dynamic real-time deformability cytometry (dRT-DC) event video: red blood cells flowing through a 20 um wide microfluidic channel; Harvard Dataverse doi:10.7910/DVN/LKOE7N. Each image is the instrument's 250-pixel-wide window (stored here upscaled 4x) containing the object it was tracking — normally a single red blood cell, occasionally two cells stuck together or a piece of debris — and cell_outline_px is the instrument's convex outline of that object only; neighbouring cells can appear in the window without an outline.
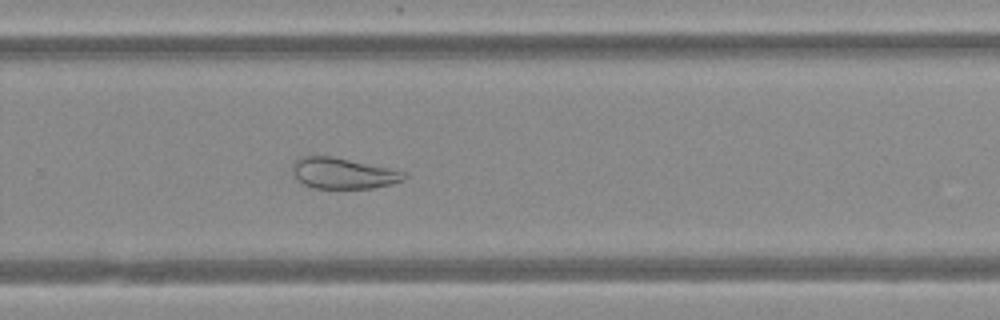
{"species": "Egyptian fruit bat (a non-hibernating species)", "species_latin": "Rousettus aegyptiacus", "temperature_condition": "warm", "stored_images_in_passage": 49, "camera_frame_rate_fps": 3000, "um_per_image_px": 0.085, "animal": {"sex": "female"}, "frame": {"image": 1, "passage_image": 32, "time_ms": 10.333, "image_size_px": [1000, 320], "cell_outline_px": [[408, 176], [404, 180], [392, 184], [372, 188], [312, 188], [304, 184], [292, 172], [292, 164], [300, 156], [332, 156], [408, 172]], "centroid_in_image_um": [29.2, 14.73], "position_along_channel_um": 300.6, "area_um2": 20.11}}
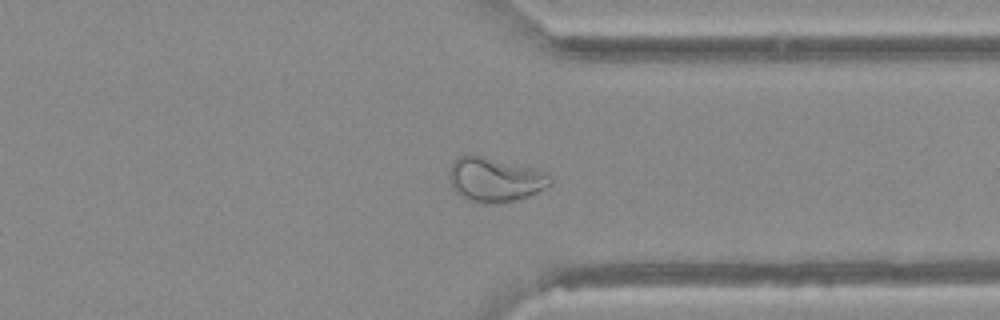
{"frame": {"image": 2, "passage_image": 37, "time_ms": 12.0, "image_size_px": [1000, 320], "cell_outline_px": [[552, 184], [528, 196], [512, 200], [492, 204], [484, 204], [464, 200], [456, 192], [448, 176], [448, 172], [452, 160], [460, 156], [484, 156], [548, 172], [552, 180]], "centroid_in_image_um": [42.04, 15.28], "position_along_channel_um": 369.4, "area_um2": 26.07}}
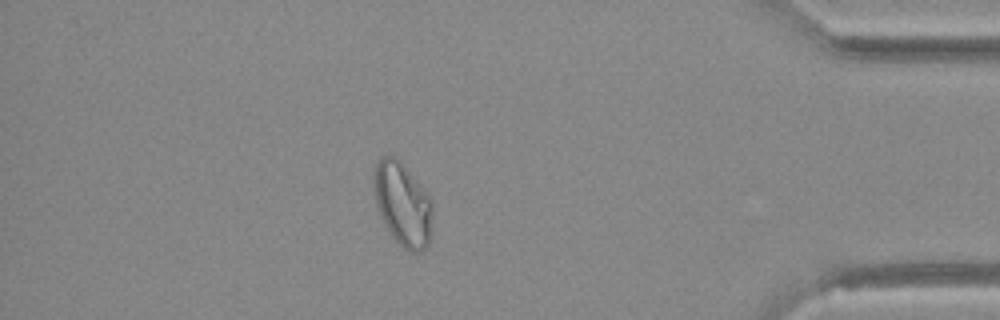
{"frame": {"image": 3, "passage_image": 42, "time_ms": 13.667, "image_size_px": [1000, 320], "cell_outline_px": [[432, 232], [428, 244], [420, 252], [412, 252], [404, 248], [392, 236], [380, 216], [376, 204], [372, 180], [372, 172], [376, 160], [380, 156], [396, 156], [404, 164], [428, 196], [432, 228]], "centroid_in_image_um": [34.16, 17.31], "position_along_channel_um": 401.0, "area_um2": 28.44}}